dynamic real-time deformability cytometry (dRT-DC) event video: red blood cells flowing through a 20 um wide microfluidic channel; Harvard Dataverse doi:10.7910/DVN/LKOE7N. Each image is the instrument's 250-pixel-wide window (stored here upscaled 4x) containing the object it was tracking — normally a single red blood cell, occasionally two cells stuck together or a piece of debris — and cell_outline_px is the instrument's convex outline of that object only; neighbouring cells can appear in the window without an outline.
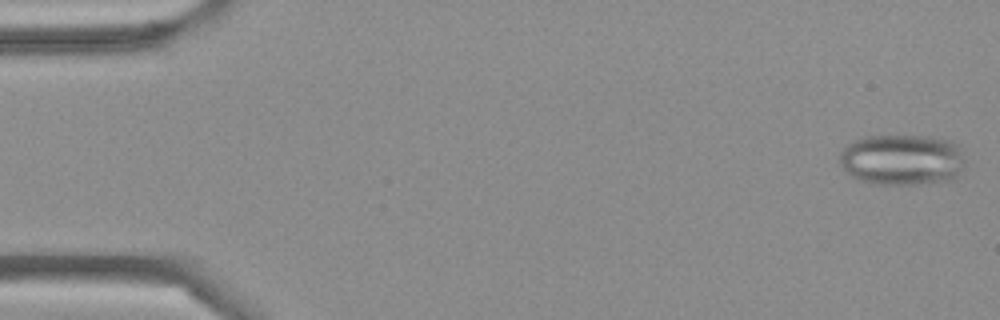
{"species": "Egyptian fruit bat (a non-hibernating species)", "species_latin": "Rousettus aegyptiacus", "temperature_condition": "cold", "stored_images_in_passage": 3, "camera_frame_rate_fps": 3000, "um_per_image_px": 0.085, "frame": {"image": 1, "passage_image": 1, "time_ms": 0.0, "image_size_px": [1000, 320], "cell_outline_px": [[964, 160], [956, 180], [916, 184], [872, 184], [856, 180], [840, 164], [840, 152], [848, 144], [864, 136], [928, 136], [952, 140], [956, 144]], "centroid_in_image_um": [76.67, 13.58], "position_along_channel_um": 8.3, "area_um2": 37.4}}